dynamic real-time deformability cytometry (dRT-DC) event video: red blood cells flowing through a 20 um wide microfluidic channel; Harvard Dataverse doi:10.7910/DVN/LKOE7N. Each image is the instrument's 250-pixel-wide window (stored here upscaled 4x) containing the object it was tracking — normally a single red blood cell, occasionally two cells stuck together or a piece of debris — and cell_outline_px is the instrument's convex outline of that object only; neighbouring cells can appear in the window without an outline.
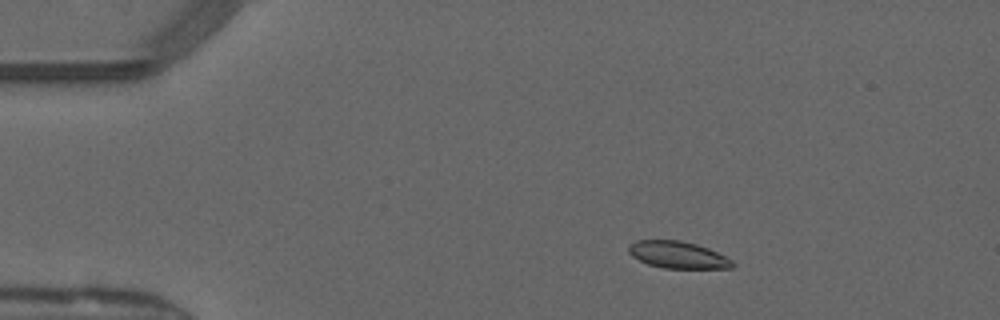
{"species": "common noctule bat (a hibernating species)", "species_latin": "Nyctalus noctula", "temperature_condition": "warm", "stored_images_in_passage": 50, "camera_frame_rate_fps": 3000, "um_per_image_px": 0.085, "animal": {"sex": "male", "forearm_length_mm": 52.5}, "frame": {"image": 1, "passage_image": 8, "time_ms": 2.333, "image_size_px": [1000, 320], "cell_outline_px": [[736, 264], [732, 268], [664, 268], [648, 264], [632, 256], [628, 252], [628, 248], [636, 240], [680, 240], [696, 244], [708, 248], [732, 260]], "centroid_in_image_um": [57.63, 21.66], "position_along_channel_um": 27.4, "area_um2": 16.18}}
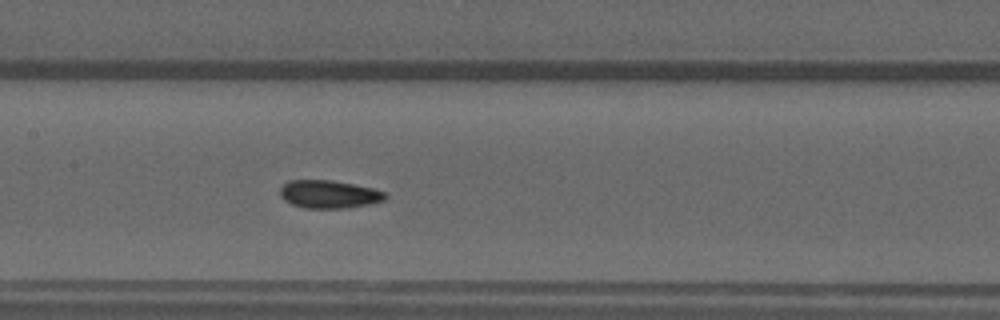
{"frame": {"image": 2, "passage_image": 24, "time_ms": 7.667, "image_size_px": [1000, 320], "cell_outline_px": [[388, 196], [384, 200], [368, 204], [344, 208], [304, 208], [292, 204], [284, 200], [280, 196], [280, 188], [288, 180], [332, 180], [372, 188], [388, 192]], "centroid_in_image_um": [27.96, 16.5], "position_along_channel_um": 179.4, "area_um2": 17.17}}
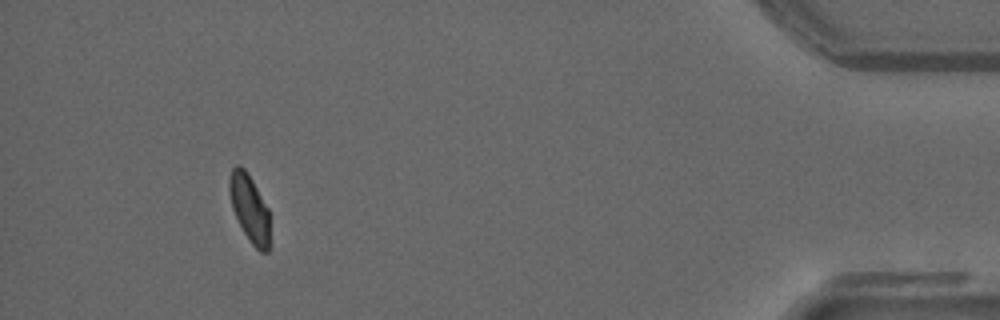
{"frame": {"image": 3, "passage_image": 46, "time_ms": 15.0, "image_size_px": [1000, 320], "cell_outline_px": [[268, 252], [260, 252], [252, 244], [244, 232], [232, 208], [228, 188], [228, 180], [232, 168], [236, 164], [240, 164], [248, 172], [268, 208]], "centroid_in_image_um": [21.18, 17.63], "position_along_channel_um": 414.0, "area_um2": 15.72}, "authors_computed_cell_mechanics": {"area_um2": 16.8487, "velocity_mm_per_s": 4.0958, "shape_relaxation_time_tau1_ms": 6.6699, "shape_relaxation_time_tau2_ms": 2.3249, "deformation_change_tau1": 0.1684, "deformation_change_tau2": 0.0586}}